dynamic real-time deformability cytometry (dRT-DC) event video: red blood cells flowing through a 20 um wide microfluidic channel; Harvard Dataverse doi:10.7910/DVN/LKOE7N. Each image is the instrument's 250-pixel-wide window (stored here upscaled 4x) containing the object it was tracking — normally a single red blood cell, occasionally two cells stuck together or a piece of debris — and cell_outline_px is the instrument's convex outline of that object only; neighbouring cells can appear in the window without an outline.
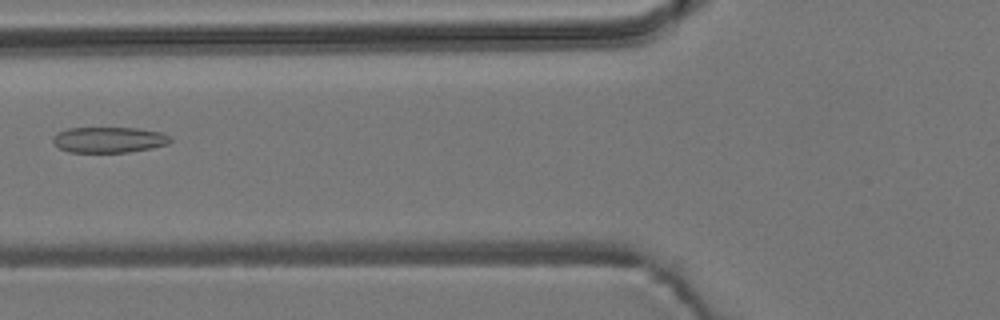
{"species": "common noctule bat (a hibernating species)", "species_latin": "Nyctalus noctula", "temperature_condition": "room temperature", "stored_images_in_passage": 6, "camera_frame_rate_fps": 3000, "um_per_image_px": 0.085, "animal": {"sex": "male", "body_mass_g": 19.2, "forearm_length_mm": 51.8}, "frame": {"image": 1, "passage_image": 6, "time_ms": 6.0, "image_size_px": [1000, 320], "cell_outline_px": [[172, 140], [168, 144], [152, 148], [128, 152], [68, 152], [60, 148], [52, 140], [52, 136], [56, 132], [68, 128], [136, 128], [160, 132], [168, 136]], "centroid_in_image_um": [9.23, 11.88], "position_along_channel_um": 116.6, "area_um2": 17.57}}